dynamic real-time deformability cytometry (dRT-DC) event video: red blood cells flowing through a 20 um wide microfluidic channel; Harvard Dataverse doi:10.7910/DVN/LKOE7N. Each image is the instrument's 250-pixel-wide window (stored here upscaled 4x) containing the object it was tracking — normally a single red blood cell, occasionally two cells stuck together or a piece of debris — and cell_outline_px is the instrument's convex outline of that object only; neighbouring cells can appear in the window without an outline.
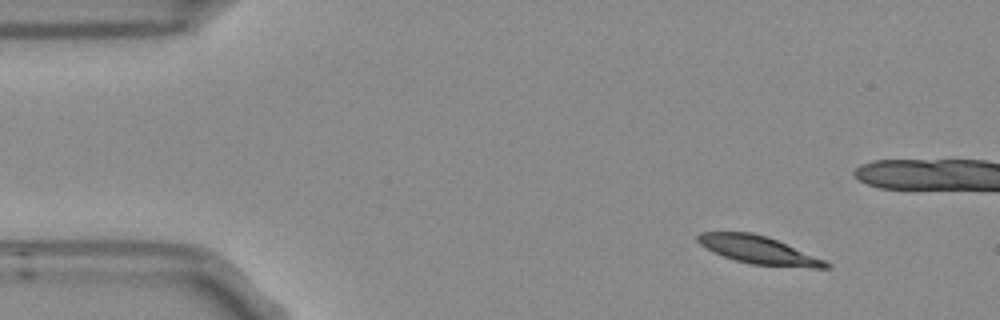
{"species": "Egyptian fruit bat (a non-hibernating species)", "species_latin": "Rousettus aegyptiacus", "temperature_condition": "room temperature", "stored_images_in_passage": 15, "camera_frame_rate_fps": 3000, "um_per_image_px": 0.085, "frame": {"image": 1, "passage_image": 1, "time_ms": 0.0, "image_size_px": [1000, 320], "cell_outline_px": [[832, 268], [812, 268], [752, 264], [736, 260], [712, 252], [700, 244], [696, 240], [696, 236], [700, 232], [752, 232], [768, 236], [824, 260], [832, 264]], "centroid_in_image_um": [64.47, 21.24], "position_along_channel_um": 20.5, "area_um2": 20.75}}
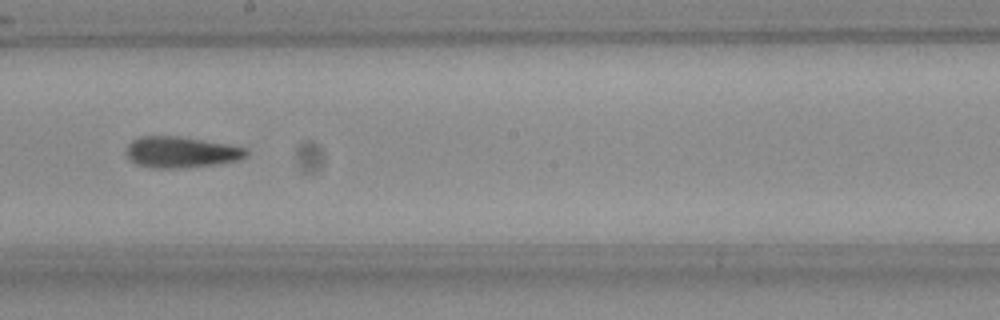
{"frame": {"image": 2, "passage_image": 9, "time_ms": 2.667, "image_size_px": [1000, 320], "cell_outline_px": [[248, 156], [240, 160], [216, 164], [180, 168], [148, 168], [136, 164], [128, 156], [128, 144], [132, 140], [140, 136], [180, 136], [228, 144], [248, 148]], "centroid_in_image_um": [15.44, 12.93], "position_along_channel_um": 232.8, "area_um2": 21.85}}